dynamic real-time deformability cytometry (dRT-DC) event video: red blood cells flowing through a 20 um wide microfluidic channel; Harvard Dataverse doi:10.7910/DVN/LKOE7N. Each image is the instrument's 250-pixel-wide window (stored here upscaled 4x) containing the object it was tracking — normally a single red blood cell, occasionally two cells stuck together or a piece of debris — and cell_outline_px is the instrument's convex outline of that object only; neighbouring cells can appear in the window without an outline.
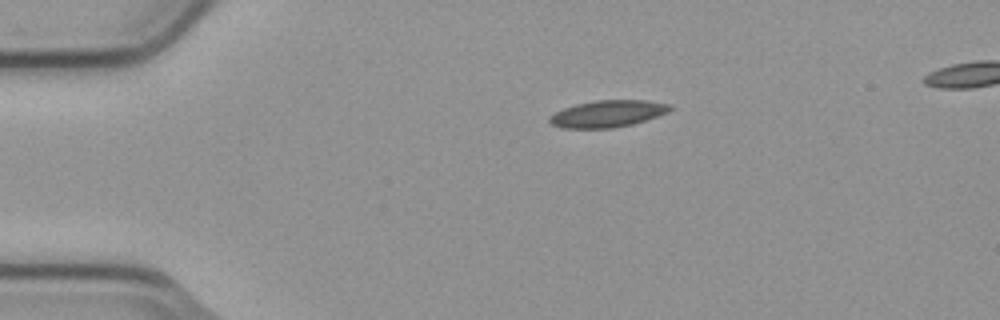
{"species": "common noctule bat (a hibernating species)", "species_latin": "Nyctalus noctula", "temperature_condition": "cold", "stored_images_in_passage": 3, "segment_of_instrument_passage": [1, 2], "camera_frame_rate_fps": 3000, "um_per_image_px": 0.085, "animal": {"sex": "male", "body_mass_g": 23.1, "forearm_length_mm": 52.7}, "frame": {"image": 1, "passage_image": 1, "time_ms": 0.0, "image_size_px": [1000, 320], "cell_outline_px": [[672, 108], [668, 112], [632, 124], [612, 128], [560, 128], [552, 124], [548, 120], [548, 116], [564, 108], [576, 104], [596, 100], [644, 100], [672, 104]], "centroid_in_image_um": [51.63, 9.66], "position_along_channel_um": 33.4, "area_um2": 18.79}}